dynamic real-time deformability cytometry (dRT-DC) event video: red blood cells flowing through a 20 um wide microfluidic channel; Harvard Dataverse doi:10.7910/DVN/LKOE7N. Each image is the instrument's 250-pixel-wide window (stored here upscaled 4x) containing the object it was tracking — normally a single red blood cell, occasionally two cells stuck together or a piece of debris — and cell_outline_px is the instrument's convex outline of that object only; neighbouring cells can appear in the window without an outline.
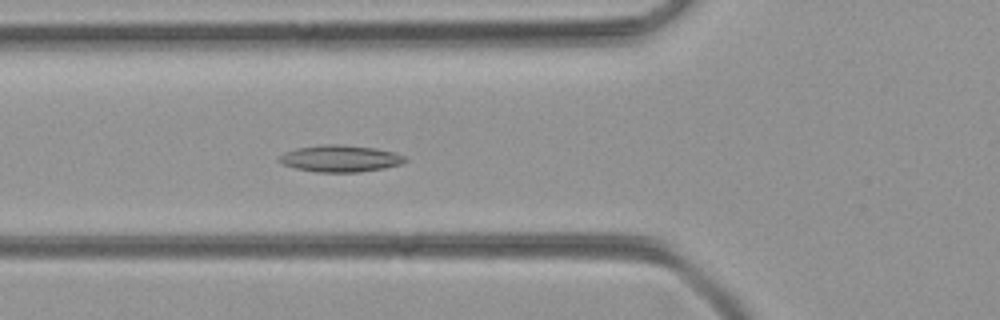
{"species": "common noctule bat (a hibernating species)", "species_latin": "Nyctalus noctula", "temperature_condition": "room temperature", "stored_images_in_passage": 49, "camera_frame_rate_fps": 3000, "um_per_image_px": 0.085, "animal": {"sex": "female", "body_mass_g": 21.9}, "frame": {"image": 1, "passage_image": 16, "time_ms": 5.0, "image_size_px": [1000, 320], "cell_outline_px": [[408, 160], [400, 164], [384, 168], [360, 172], [316, 172], [296, 168], [284, 164], [276, 160], [284, 152], [296, 148], [320, 144], [340, 144], [376, 148], [396, 152], [404, 156]], "centroid_in_image_um": [28.92, 13.46], "position_along_channel_um": 96.9, "area_um2": 19.77}}
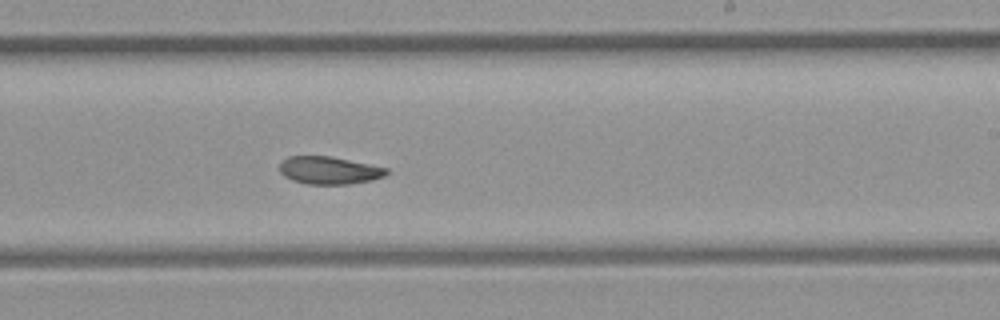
{"frame": {"image": 2, "passage_image": 28, "time_ms": 9.0, "image_size_px": [1000, 320], "cell_outline_px": [[388, 172], [384, 176], [372, 180], [348, 184], [308, 184], [292, 180], [284, 176], [280, 172], [280, 160], [288, 156], [332, 156], [388, 168]], "centroid_in_image_um": [27.95, 14.47], "position_along_channel_um": 261.0, "area_um2": 17.28}}
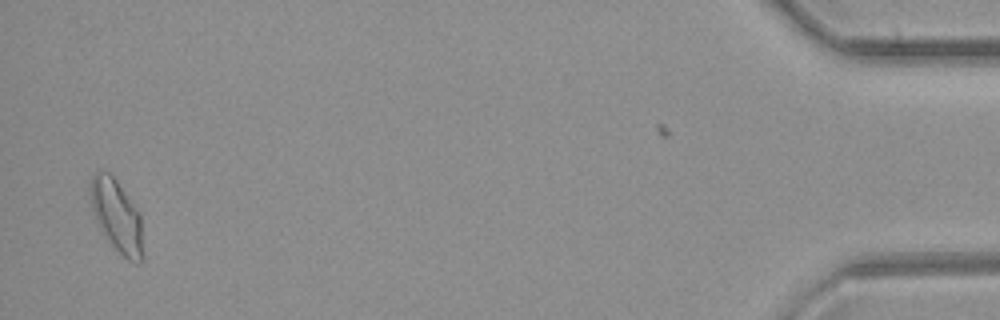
{"frame": {"image": 3, "passage_image": 47, "time_ms": 15.333, "image_size_px": [1000, 320], "cell_outline_px": [[144, 260], [140, 264], [128, 260], [112, 244], [96, 220], [92, 208], [88, 188], [92, 176], [100, 168], [108, 172], [116, 180], [140, 212], [144, 252]], "centroid_in_image_um": [9.95, 18.33], "position_along_channel_um": 425.3, "area_um2": 22.25}}